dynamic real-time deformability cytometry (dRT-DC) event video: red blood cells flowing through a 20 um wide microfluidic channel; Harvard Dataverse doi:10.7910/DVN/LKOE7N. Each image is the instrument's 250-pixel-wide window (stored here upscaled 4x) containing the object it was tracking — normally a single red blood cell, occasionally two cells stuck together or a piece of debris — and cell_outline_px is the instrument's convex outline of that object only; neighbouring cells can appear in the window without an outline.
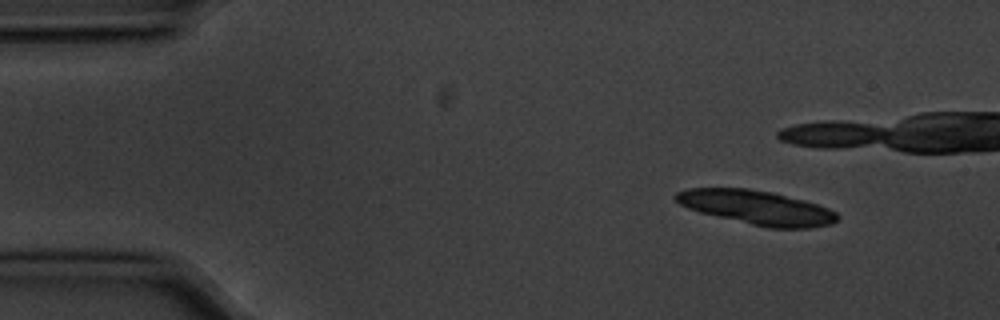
{"species": "common noctule bat (a hibernating species)", "species_latin": "Nyctalus noctula", "temperature_condition": "cold", "stored_images_in_passage": 6, "camera_frame_rate_fps": 3000, "um_per_image_px": 0.085, "animal": {"sex": "male", "body_mass_g": 20.1, "forearm_length_mm": 53.5}, "frame": {"image": 1, "passage_image": 1, "time_ms": 0.0, "image_size_px": [1000, 320], "cell_outline_px": [[840, 220], [832, 224], [812, 228], [768, 228], [700, 212], [688, 208], [680, 204], [672, 196], [676, 192], [688, 188], [748, 188], [772, 192], [804, 200], [828, 208], [836, 212], [840, 216]], "centroid_in_image_um": [64.35, 17.64], "position_along_channel_um": 20.6, "area_um2": 32.19}}